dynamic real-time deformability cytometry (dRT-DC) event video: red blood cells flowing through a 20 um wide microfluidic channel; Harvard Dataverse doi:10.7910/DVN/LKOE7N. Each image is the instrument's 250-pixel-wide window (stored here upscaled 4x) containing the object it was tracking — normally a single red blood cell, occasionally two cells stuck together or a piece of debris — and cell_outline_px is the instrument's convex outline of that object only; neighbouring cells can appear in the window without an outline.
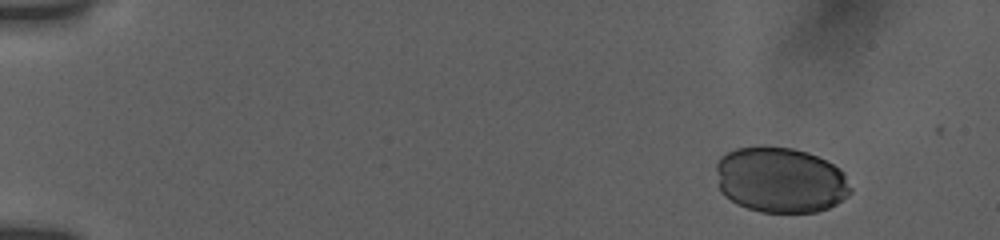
{"species": "human", "species_latin": "Homo sapiens", "temperature_condition": "room temperature", "stored_images_in_passage": 17, "camera_frame_rate_fps": 3000, "um_per_image_px": 0.085, "donor": {"sex": "female"}, "frame": {"image": 1, "passage_image": 1, "time_ms": 0.0, "image_size_px": [1000, 240], "cell_outline_px": [[852, 192], [848, 196], [836, 204], [828, 208], [816, 212], [760, 212], [736, 204], [724, 196], [720, 192], [716, 168], [716, 164], [720, 156], [736, 148], [760, 144], [792, 148], [808, 152], [840, 168], [844, 172], [852, 188]], "centroid_in_image_um": [66.33, 15.28], "position_along_channel_um": 18.7, "area_um2": 52.14}}
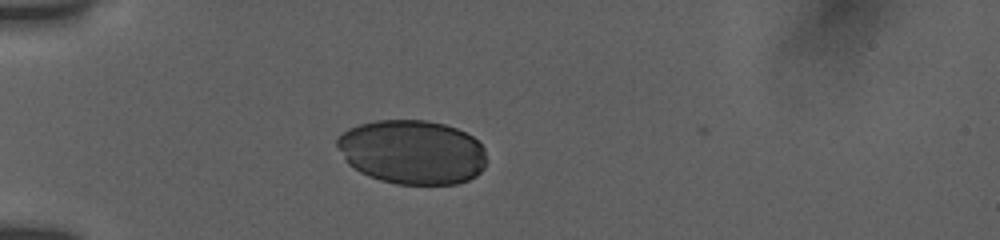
{"frame": {"image": 2, "passage_image": 10, "time_ms": 3.667, "image_size_px": [1000, 240], "cell_outline_px": [[488, 160], [484, 168], [476, 176], [468, 180], [456, 184], [396, 184], [380, 180], [368, 176], [360, 172], [348, 164], [344, 160], [336, 144], [336, 136], [348, 128], [360, 124], [376, 120], [428, 120], [444, 124], [456, 128], [472, 136], [484, 148]], "centroid_in_image_um": [35.03, 12.92], "position_along_channel_um": 50.0, "area_um2": 56.47}}
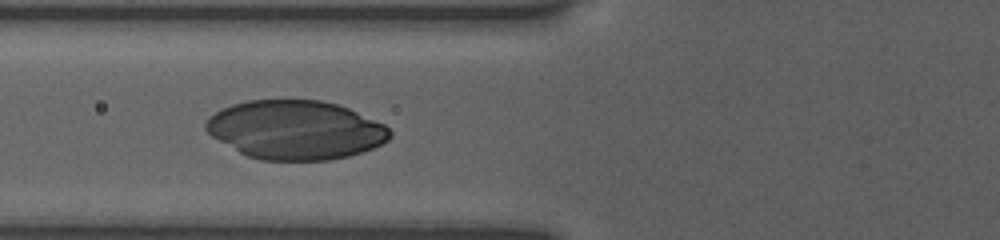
{"frame": {"image": 3, "passage_image": 15, "time_ms": 5.667, "image_size_px": [1000, 240], "cell_outline_px": [[392, 136], [388, 140], [372, 148], [348, 156], [328, 160], [260, 160], [248, 156], [240, 152], [212, 136], [204, 128], [204, 124], [208, 116], [220, 108], [232, 104], [248, 100], [320, 100], [340, 104], [384, 124], [392, 132]], "centroid_in_image_um": [25.1, 11.03], "position_along_channel_um": 100.7, "area_um2": 63.23}}